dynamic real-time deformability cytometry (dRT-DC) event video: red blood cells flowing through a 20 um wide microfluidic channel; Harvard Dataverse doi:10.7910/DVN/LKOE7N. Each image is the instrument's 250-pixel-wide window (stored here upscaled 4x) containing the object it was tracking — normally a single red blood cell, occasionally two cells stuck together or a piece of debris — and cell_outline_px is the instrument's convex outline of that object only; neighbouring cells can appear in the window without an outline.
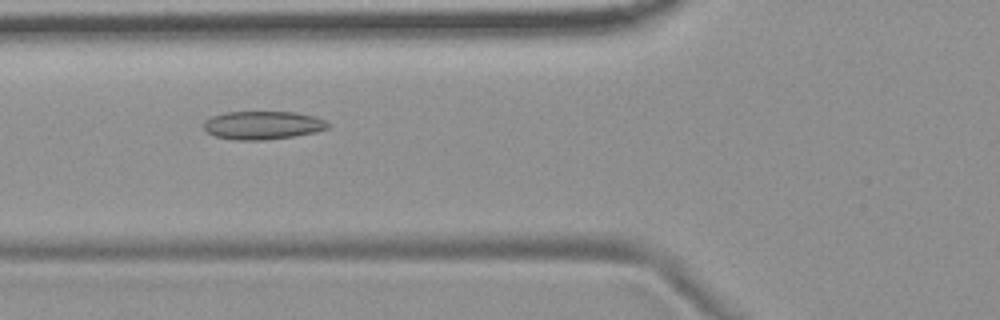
{"species": "common noctule bat (a hibernating species)", "species_latin": "Nyctalus noctula", "temperature_condition": "room temperature", "stored_images_in_passage": 50, "camera_frame_rate_fps": 3000, "um_per_image_px": 0.085, "animal": {"sex": "female", "body_mass_g": 19.9}, "frame": {"image": 1, "passage_image": 16, "time_ms": 5.0, "image_size_px": [1000, 320], "cell_outline_px": [[332, 124], [328, 128], [316, 132], [292, 136], [264, 140], [232, 140], [216, 136], [208, 132], [204, 128], [204, 120], [212, 116], [224, 112], [296, 112], [316, 116]], "centroid_in_image_um": [22.35, 10.64], "position_along_channel_um": 103.4, "area_um2": 20.58}}
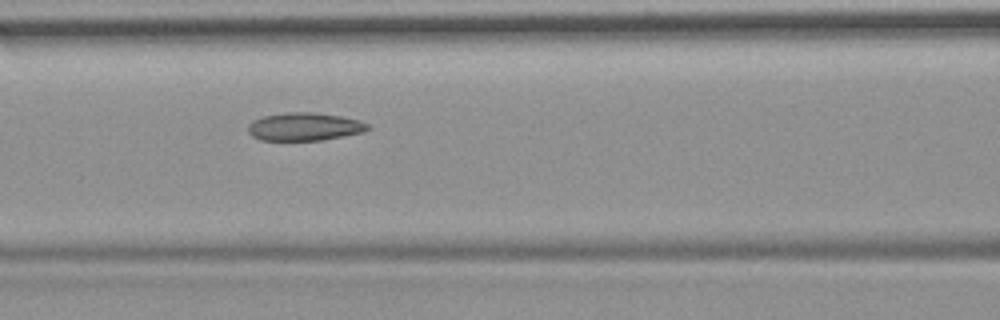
{"frame": {"image": 2, "passage_image": 19, "time_ms": 6.0, "image_size_px": [1000, 320], "cell_outline_px": [[368, 128], [364, 132], [344, 136], [320, 140], [260, 140], [252, 136], [248, 132], [248, 124], [252, 120], [264, 116], [288, 112], [316, 112], [340, 116], [360, 120], [368, 124]], "centroid_in_image_um": [25.86, 10.76], "position_along_channel_um": 140.7, "area_um2": 19.54}}
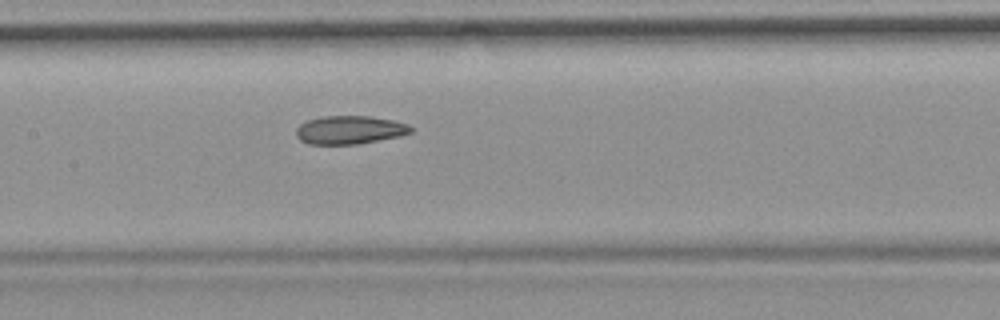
{"frame": {"image": 3, "passage_image": 22, "time_ms": 7.0, "image_size_px": [1000, 320], "cell_outline_px": [[412, 132], [400, 136], [356, 144], [308, 144], [300, 140], [296, 136], [296, 128], [300, 124], [308, 120], [324, 116], [372, 116], [392, 120], [408, 124], [412, 128]], "centroid_in_image_um": [29.71, 11.04], "position_along_channel_um": 177.7, "area_um2": 18.9}, "authors_computed_cell_mechanics": {"area_um2": 20.0277, "velocity_mm_per_s": 3.7031, "shape_relaxation_time_tau1_ms": null, "shape_relaxation_time_tau2_ms": 3.427, "deformation_change_tau1": null, "deformation_change_tau2": 0.0942}}